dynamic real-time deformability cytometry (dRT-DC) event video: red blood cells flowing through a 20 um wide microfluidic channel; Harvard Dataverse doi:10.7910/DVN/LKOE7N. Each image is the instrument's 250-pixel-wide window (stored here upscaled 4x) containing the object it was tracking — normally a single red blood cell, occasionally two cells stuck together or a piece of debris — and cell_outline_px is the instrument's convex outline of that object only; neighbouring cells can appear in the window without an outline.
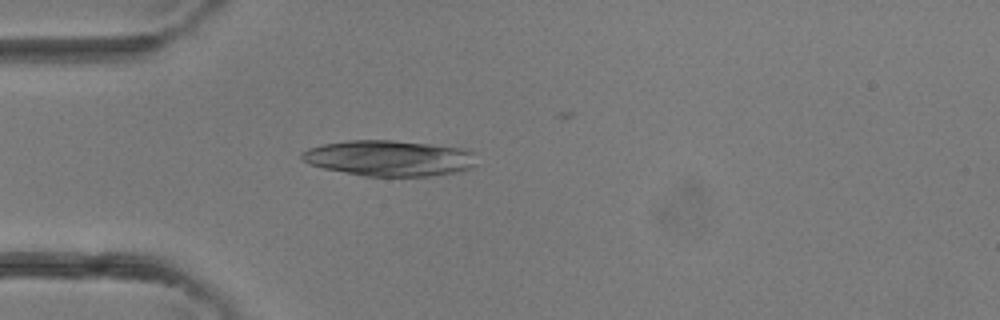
{"species": "common noctule bat (a hibernating species)", "species_latin": "Nyctalus noctula", "temperature_condition": "room temperature", "stored_images_in_passage": 2, "camera_frame_rate_fps": 3000, "um_per_image_px": 0.085, "animal": {"sex": "female"}, "frame": {"image": 1, "passage_image": 2, "time_ms": 0.333, "image_size_px": [1000, 320], "cell_outline_px": [[476, 164], [472, 168], [456, 172], [428, 176], [364, 176], [324, 168], [308, 164], [300, 156], [300, 152], [308, 148], [320, 144], [348, 140], [392, 140], [464, 148], [476, 152]], "centroid_in_image_um": [33.1, 13.44], "position_along_channel_um": 51.9, "area_um2": 36.7}}